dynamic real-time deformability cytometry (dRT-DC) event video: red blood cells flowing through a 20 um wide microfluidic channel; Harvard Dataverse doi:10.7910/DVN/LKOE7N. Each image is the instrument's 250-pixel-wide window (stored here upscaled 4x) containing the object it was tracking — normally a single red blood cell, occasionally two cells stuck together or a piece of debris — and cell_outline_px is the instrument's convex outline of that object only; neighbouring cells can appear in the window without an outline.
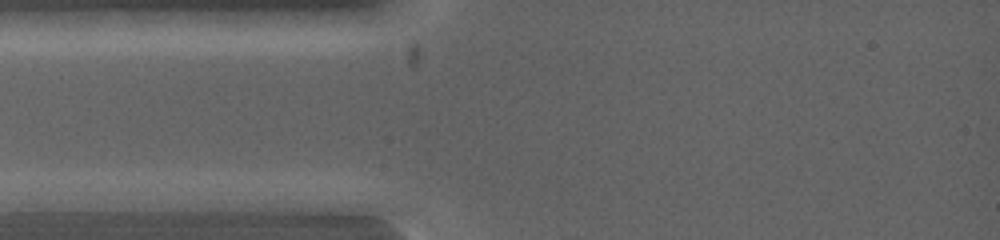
{"species": "common noctule bat (a hibernating species)", "species_latin": "Nyctalus noctula", "temperature_condition": "warm", "stored_images_in_passage": 5, "camera_frame_rate_fps": 5000, "um_per_image_px": 0.085, "animal": {"sex": "female", "body_mass_g": 19.0, "forearm_length_mm": 53.3}, "frame": {"image": 1, "passage_image": 4, "time_ms": 0.4, "image_size_px": [1000, 240], "cell_outline_px": [[120, 200], [100, 212], [16, 212], [16, 200], [28, 196], [84, 192], [100, 192]], "centroid_in_image_um": [5.61, 17.24], "position_along_channel_um": 79.4, "area_um2": 12.25}}